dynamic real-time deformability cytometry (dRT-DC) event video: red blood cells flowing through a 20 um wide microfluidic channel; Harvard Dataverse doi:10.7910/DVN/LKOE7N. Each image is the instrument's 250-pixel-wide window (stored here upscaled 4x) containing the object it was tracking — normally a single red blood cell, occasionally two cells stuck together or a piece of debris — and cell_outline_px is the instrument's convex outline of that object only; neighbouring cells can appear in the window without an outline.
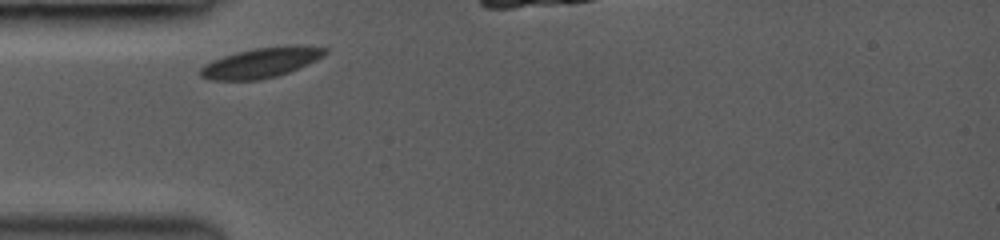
{"species": "common noctule bat (a hibernating species)", "species_latin": "Nyctalus noctula", "temperature_condition": "room temperature", "stored_images_in_passage": 4, "camera_frame_rate_fps": 3000, "um_per_image_px": 0.085, "animal": {"sex": "female", "body_mass_g": 19.0, "forearm_length_mm": 53.3}, "frame": {"image": 1, "passage_image": 1, "time_ms": 0.0, "image_size_px": [1000, 240], "cell_outline_px": [[328, 52], [324, 56], [308, 64], [288, 72], [276, 76], [260, 80], [208, 80], [200, 76], [200, 68], [204, 64], [212, 60], [224, 56], [256, 48], [328, 48]], "centroid_in_image_um": [22.08, 5.39], "position_along_channel_um": 62.9, "area_um2": 20.81}}
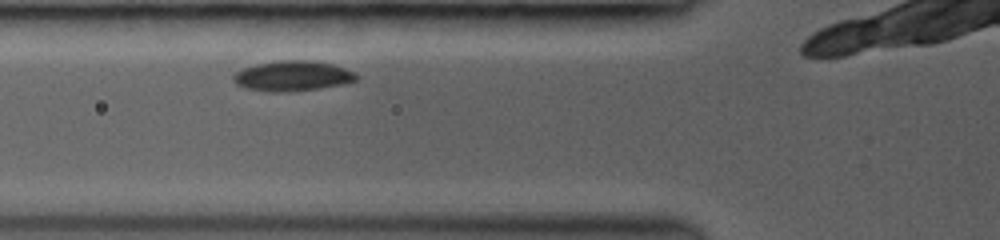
{"frame": {"image": 2, "passage_image": 2, "time_ms": 1.0, "image_size_px": [1000, 240], "cell_outline_px": [[360, 80], [344, 84], [288, 92], [268, 92], [244, 88], [236, 84], [232, 80], [232, 76], [236, 72], [244, 68], [256, 64], [280, 60], [312, 60], [332, 64], [356, 72], [360, 76]], "centroid_in_image_um": [24.89, 6.46], "position_along_channel_um": 100.9, "area_um2": 21.91}}